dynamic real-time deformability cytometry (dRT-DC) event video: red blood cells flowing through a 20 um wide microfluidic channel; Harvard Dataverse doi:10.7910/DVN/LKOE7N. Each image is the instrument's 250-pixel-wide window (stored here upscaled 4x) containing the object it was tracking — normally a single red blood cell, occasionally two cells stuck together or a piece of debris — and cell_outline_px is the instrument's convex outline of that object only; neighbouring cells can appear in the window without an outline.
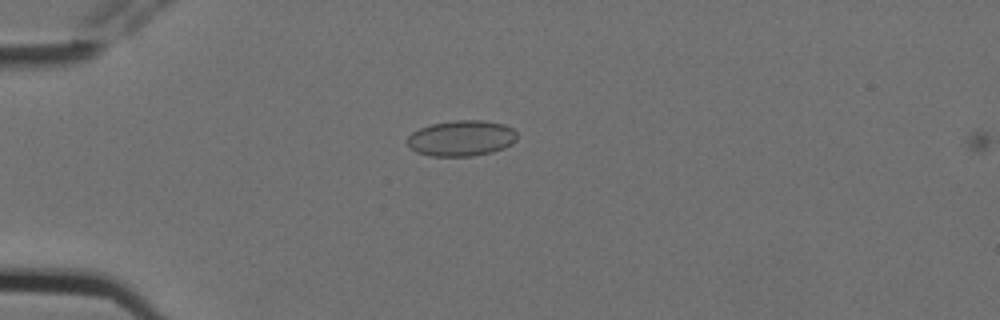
{"species": "Egyptian fruit bat (a non-hibernating species)", "species_latin": "Rousettus aegyptiacus", "temperature_condition": "cold", "stored_images_in_passage": 4, "camera_frame_rate_fps": 3000, "um_per_image_px": 0.085, "animal": {"sex": "female"}, "frame": {"image": 1, "passage_image": 3, "time_ms": 0.667, "image_size_px": [1000, 320], "cell_outline_px": [[516, 140], [512, 144], [504, 148], [492, 152], [472, 156], [432, 156], [416, 152], [408, 144], [408, 136], [412, 132], [420, 128], [432, 124], [456, 120], [484, 120], [504, 124], [512, 128], [516, 132]], "centroid_in_image_um": [39.24, 11.75], "position_along_channel_um": 45.8, "area_um2": 22.83}}